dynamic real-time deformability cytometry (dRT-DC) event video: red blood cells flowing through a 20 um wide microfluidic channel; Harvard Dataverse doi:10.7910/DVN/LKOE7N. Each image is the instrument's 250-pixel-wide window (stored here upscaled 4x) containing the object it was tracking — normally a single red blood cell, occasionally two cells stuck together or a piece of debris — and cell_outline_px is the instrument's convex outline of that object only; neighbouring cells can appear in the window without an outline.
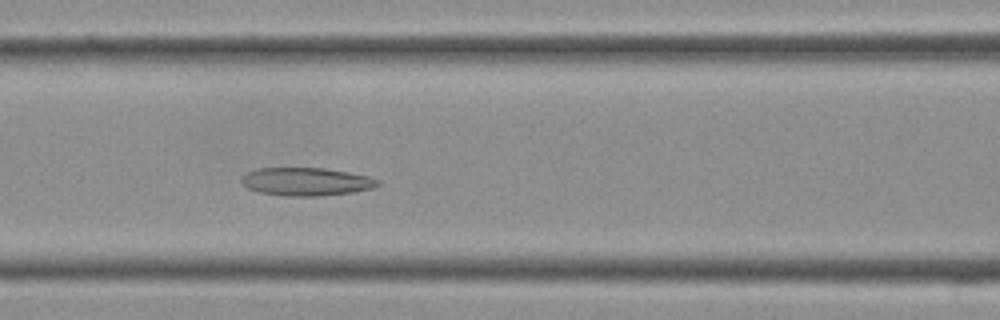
{"species": "Egyptian fruit bat (a non-hibernating species)", "species_latin": "Rousettus aegyptiacus", "temperature_condition": "cold", "stored_images_in_passage": 38, "camera_frame_rate_fps": 3000, "um_per_image_px": 0.085, "frame": {"image": 1, "passage_image": 16, "time_ms": 5.0, "image_size_px": [1000, 320], "cell_outline_px": [[380, 184], [372, 188], [352, 192], [320, 196], [284, 196], [260, 192], [248, 188], [240, 180], [240, 176], [244, 172], [256, 168], [324, 168], [348, 172], [368, 176], [380, 180]], "centroid_in_image_um": [25.99, 15.43], "position_along_channel_um": 140.6, "area_um2": 22.43}}
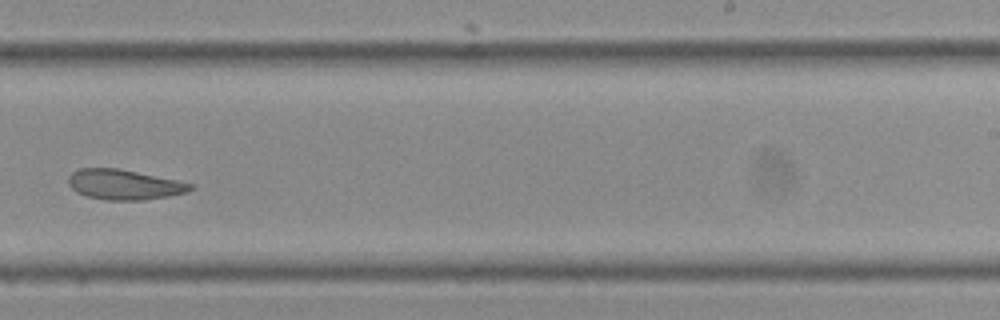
{"frame": {"image": 2, "passage_image": 24, "time_ms": 7.667, "image_size_px": [1000, 320], "cell_outline_px": [[192, 188], [188, 192], [168, 196], [144, 200], [104, 200], [88, 196], [76, 192], [68, 184], [68, 176], [72, 172], [80, 168], [120, 168], [176, 180], [192, 184]], "centroid_in_image_um": [10.52, 15.68], "position_along_channel_um": 278.5, "area_um2": 21.39}}
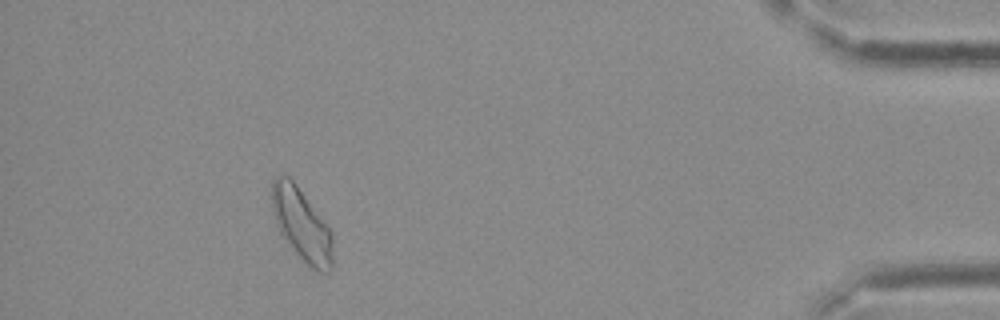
{"frame": {"image": 3, "passage_image": 35, "time_ms": 11.333, "image_size_px": [1000, 320], "cell_outline_px": [[332, 268], [328, 272], [320, 272], [312, 268], [296, 252], [280, 232], [276, 224], [272, 212], [272, 180], [276, 176], [288, 176], [296, 184], [332, 232]], "centroid_in_image_um": [25.63, 19.08], "position_along_channel_um": 409.6, "area_um2": 25.14}}